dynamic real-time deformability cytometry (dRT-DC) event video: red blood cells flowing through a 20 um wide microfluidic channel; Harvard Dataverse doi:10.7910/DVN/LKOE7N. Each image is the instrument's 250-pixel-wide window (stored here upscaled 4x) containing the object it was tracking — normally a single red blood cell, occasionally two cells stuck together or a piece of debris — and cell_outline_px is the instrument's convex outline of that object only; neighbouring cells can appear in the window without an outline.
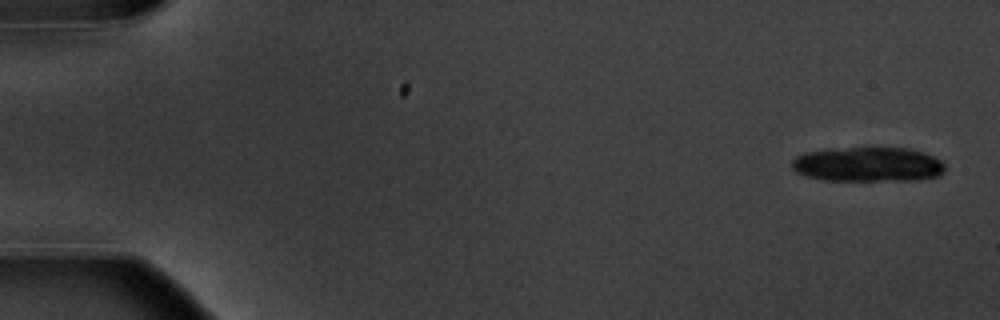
{"species": "common noctule bat (a hibernating species)", "species_latin": "Nyctalus noctula", "temperature_condition": "warm", "stored_images_in_passage": 5, "camera_frame_rate_fps": 3000, "um_per_image_px": 0.085, "animal": {"sex": "male", "body_mass_g": 20.1, "forearm_length_mm": 53.5}, "frame": {"image": 1, "passage_image": 1, "time_ms": 0.0, "image_size_px": [1000, 320], "cell_outline_px": [[944, 172], [936, 176], [916, 180], [820, 180], [796, 172], [792, 168], [792, 160], [796, 156], [804, 152], [832, 148], [864, 144], [908, 148], [924, 152], [940, 160], [944, 164]], "centroid_in_image_um": [73.75, 13.92], "position_along_channel_um": 11.3, "area_um2": 32.02}}